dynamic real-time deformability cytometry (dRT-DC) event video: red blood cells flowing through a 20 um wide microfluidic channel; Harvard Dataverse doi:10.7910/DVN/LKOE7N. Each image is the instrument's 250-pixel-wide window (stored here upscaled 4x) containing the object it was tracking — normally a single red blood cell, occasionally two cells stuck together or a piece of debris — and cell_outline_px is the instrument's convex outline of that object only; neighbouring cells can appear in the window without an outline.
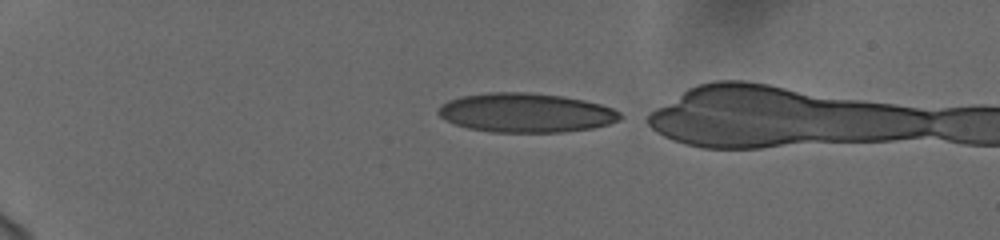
{"species": "human", "species_latin": "Homo sapiens", "temperature_condition": "cold", "stored_images_in_passage": 40, "camera_frame_rate_fps": 3000, "um_per_image_px": 0.085, "donor": {"sex": "female"}, "frame": {"image": 1, "passage_image": 1, "time_ms": 0.0, "image_size_px": [1000, 240], "cell_outline_px": [[624, 116], [620, 120], [608, 124], [592, 128], [560, 132], [492, 132], [468, 128], [444, 120], [436, 112], [448, 100], [460, 96], [488, 92], [528, 92], [564, 96], [584, 100], [600, 104], [612, 108], [620, 112]], "centroid_in_image_um": [44.71, 9.58], "position_along_channel_um": 40.3, "area_um2": 41.67}}
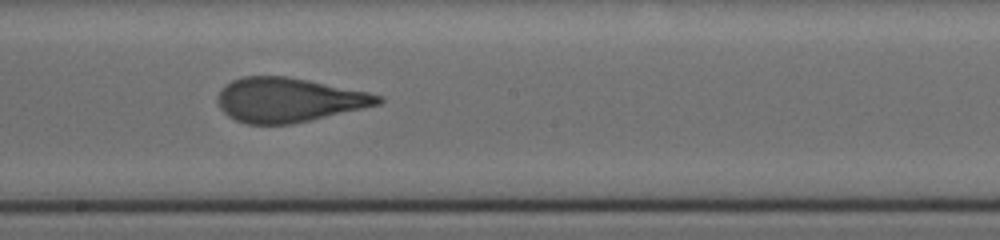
{"frame": {"image": 2, "passage_image": 21, "time_ms": 6.667, "image_size_px": [1000, 240], "cell_outline_px": [[384, 100], [380, 104], [292, 124], [248, 124], [236, 120], [228, 116], [220, 108], [216, 100], [220, 92], [232, 80], [244, 76], [288, 76], [368, 92], [384, 96]], "centroid_in_image_um": [24.54, 8.49], "position_along_channel_um": 223.7, "area_um2": 41.15}}
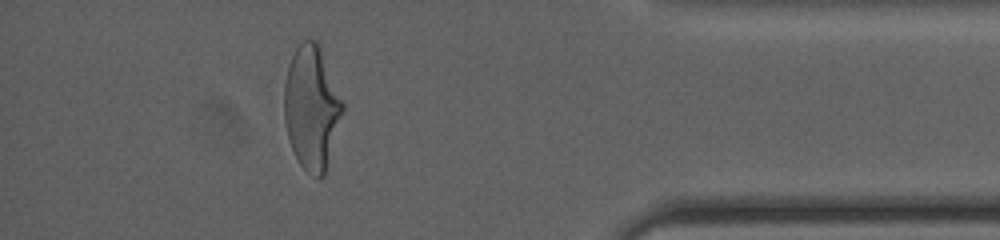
{"frame": {"image": 3, "passage_image": 38, "time_ms": 12.333, "image_size_px": [1000, 240], "cell_outline_px": [[344, 108], [324, 176], [316, 176], [308, 172], [300, 164], [292, 148], [288, 136], [284, 120], [284, 84], [288, 68], [292, 56], [296, 48], [304, 40], [316, 40], [320, 48], [344, 104]], "centroid_in_image_um": [26.48, 9.15], "position_along_channel_um": 408.7, "area_um2": 41.33}}